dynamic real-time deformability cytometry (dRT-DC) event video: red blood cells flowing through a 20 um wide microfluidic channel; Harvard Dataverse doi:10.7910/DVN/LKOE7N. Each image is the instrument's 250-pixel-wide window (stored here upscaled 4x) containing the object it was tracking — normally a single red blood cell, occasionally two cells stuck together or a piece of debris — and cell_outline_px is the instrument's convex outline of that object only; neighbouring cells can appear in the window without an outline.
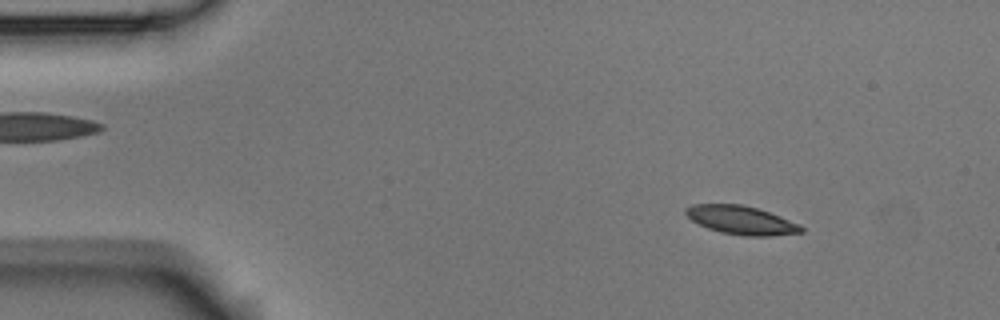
{"species": "Egyptian fruit bat (a non-hibernating species)", "species_latin": "Rousettus aegyptiacus", "temperature_condition": "room temperature", "stored_images_in_passage": 53, "camera_frame_rate_fps": 3000, "um_per_image_px": 0.085, "animal": {"sex": "male"}, "frame": {"image": 1, "passage_image": 6, "time_ms": 1.667, "image_size_px": [1000, 320], "cell_outline_px": [[804, 232], [768, 236], [744, 236], [720, 232], [708, 228], [692, 220], [684, 212], [684, 208], [692, 204], [740, 204], [756, 208], [780, 216], [800, 224], [804, 228]], "centroid_in_image_um": [63.01, 18.71], "position_along_channel_um": 22.0, "area_um2": 19.13}}
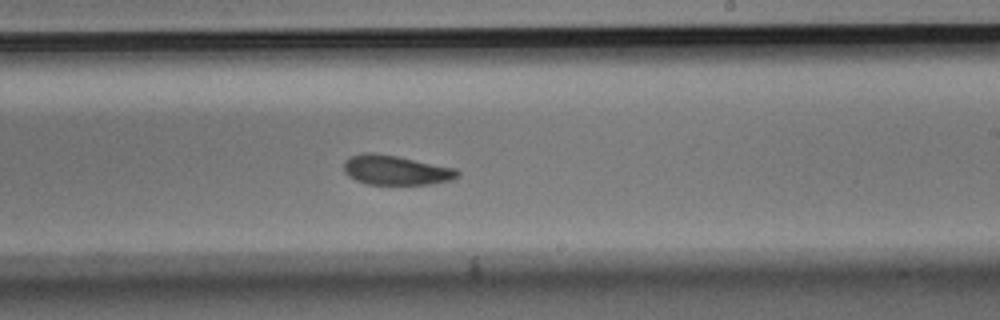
{"frame": {"image": 2, "passage_image": 31, "time_ms": 10.0, "image_size_px": [1000, 320], "cell_outline_px": [[460, 176], [452, 180], [428, 184], [368, 184], [356, 180], [348, 176], [344, 172], [344, 160], [352, 156], [364, 152], [372, 152], [396, 156], [456, 168], [460, 172]], "centroid_in_image_um": [33.65, 14.46], "position_along_channel_um": 255.4, "area_um2": 19.59}}
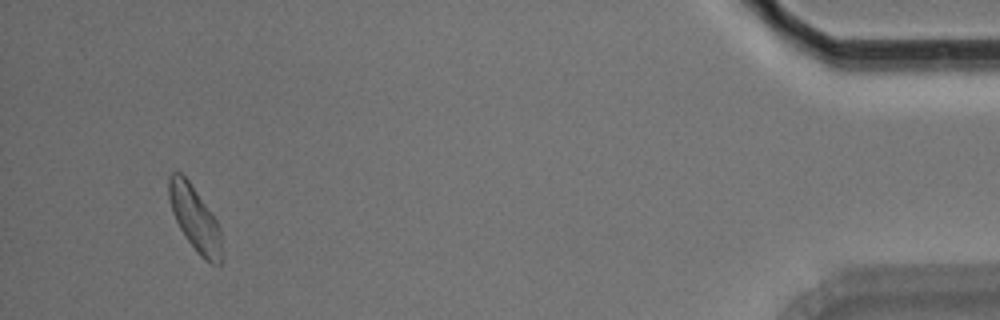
{"frame": {"image": 3, "passage_image": 50, "time_ms": 16.333, "image_size_px": [1000, 320], "cell_outline_px": [[220, 264], [212, 264], [204, 260], [196, 252], [180, 228], [172, 212], [168, 196], [168, 176], [172, 172], [180, 172], [188, 180], [216, 220], [220, 228]], "centroid_in_image_um": [16.52, 18.56], "position_along_channel_um": 418.7, "area_um2": 19.48}, "authors_computed_cell_mechanics": {"area_um2": 19.8832, "velocity_mm_per_s": 3.7355, "shape_relaxation_time_tau1_ms": 2.9495, "shape_relaxation_time_tau2_ms": 3.676, "deformation_change_tau1": 0.1196, "deformation_change_tau2": 0.1003}}